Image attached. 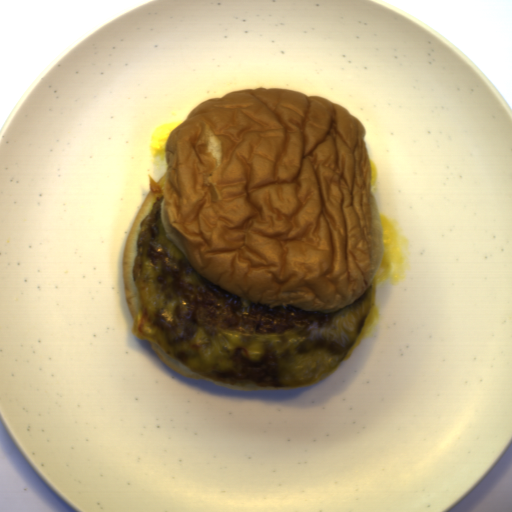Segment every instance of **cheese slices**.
<instances>
[{"instance_id":"obj_1","label":"cheese slices","mask_w":512,"mask_h":512,"mask_svg":"<svg viewBox=\"0 0 512 512\" xmlns=\"http://www.w3.org/2000/svg\"><path fill=\"white\" fill-rule=\"evenodd\" d=\"M379 215L383 230V260L372 281L380 284L392 280V285H396L407 277V271H411L408 254L403 252V246L409 244V240L396 229V220L388 219L380 212Z\"/></svg>"},{"instance_id":"obj_3","label":"cheese slices","mask_w":512,"mask_h":512,"mask_svg":"<svg viewBox=\"0 0 512 512\" xmlns=\"http://www.w3.org/2000/svg\"><path fill=\"white\" fill-rule=\"evenodd\" d=\"M370 165H371V186H375L377 182V167L372 158H369Z\"/></svg>"},{"instance_id":"obj_2","label":"cheese slices","mask_w":512,"mask_h":512,"mask_svg":"<svg viewBox=\"0 0 512 512\" xmlns=\"http://www.w3.org/2000/svg\"><path fill=\"white\" fill-rule=\"evenodd\" d=\"M184 120L168 122L163 125L157 126L150 135L149 147L150 153L154 164L157 166V157L160 159V163L165 159V142L172 130H174Z\"/></svg>"}]
</instances>
